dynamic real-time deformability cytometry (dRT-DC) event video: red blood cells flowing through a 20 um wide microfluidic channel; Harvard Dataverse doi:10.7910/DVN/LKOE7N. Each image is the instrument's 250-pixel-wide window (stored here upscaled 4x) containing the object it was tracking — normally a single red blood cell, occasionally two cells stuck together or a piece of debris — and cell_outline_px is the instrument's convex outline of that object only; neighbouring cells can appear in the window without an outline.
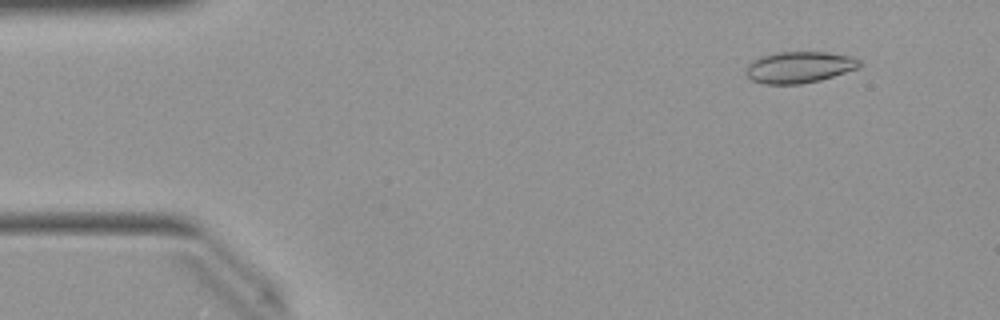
{"species": "Egyptian fruit bat (a non-hibernating species)", "species_latin": "Rousettus aegyptiacus", "temperature_condition": "warm", "stored_images_in_passage": 50, "camera_frame_rate_fps": 3000, "um_per_image_px": 0.085, "animal": {"sex": "female"}, "frame": {"image": 1, "passage_image": 5, "time_ms": 1.333, "image_size_px": [1000, 320], "cell_outline_px": [[864, 64], [860, 68], [820, 80], [800, 84], [764, 84], [752, 80], [744, 72], [744, 68], [752, 60], [760, 56], [776, 52], [828, 52], [852, 56], [860, 60]], "centroid_in_image_um": [67.95, 5.71], "position_along_channel_um": 17.1, "area_um2": 21.15}}
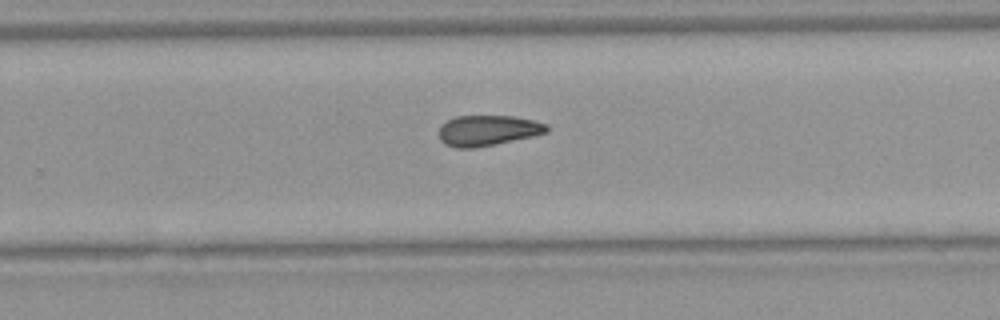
{"frame": {"image": 2, "passage_image": 32, "time_ms": 10.333, "image_size_px": [1000, 320], "cell_outline_px": [[548, 132], [532, 136], [496, 144], [472, 148], [456, 148], [444, 144], [440, 140], [440, 124], [456, 116], [516, 116], [536, 120], [548, 124]], "centroid_in_image_um": [41.48, 11.08], "position_along_channel_um": 288.3, "area_um2": 19.31}}
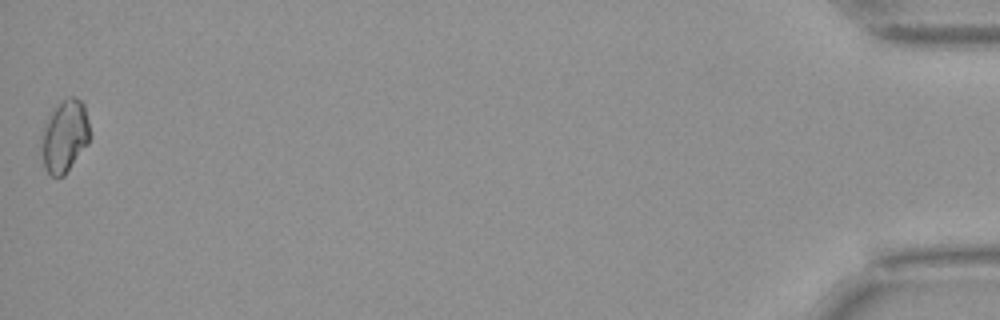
{"frame": {"image": 3, "passage_image": 50, "time_ms": 16.333, "image_size_px": [1000, 320], "cell_outline_px": [[92, 136], [88, 144], [64, 176], [52, 176], [44, 168], [40, 148], [40, 136], [48, 116], [52, 108], [68, 96], [76, 96], [84, 104]], "centroid_in_image_um": [5.49, 11.55], "position_along_channel_um": 429.7, "area_um2": 20.98}, "authors_computed_cell_mechanics": {"area_um2": 19.7676, "velocity_mm_per_s": 4.0465, "shape_relaxation_time_tau1_ms": null, "shape_relaxation_time_tau2_ms": 8.451, "deformation_change_tau1": null, "deformation_change_tau2": 0.1517}}